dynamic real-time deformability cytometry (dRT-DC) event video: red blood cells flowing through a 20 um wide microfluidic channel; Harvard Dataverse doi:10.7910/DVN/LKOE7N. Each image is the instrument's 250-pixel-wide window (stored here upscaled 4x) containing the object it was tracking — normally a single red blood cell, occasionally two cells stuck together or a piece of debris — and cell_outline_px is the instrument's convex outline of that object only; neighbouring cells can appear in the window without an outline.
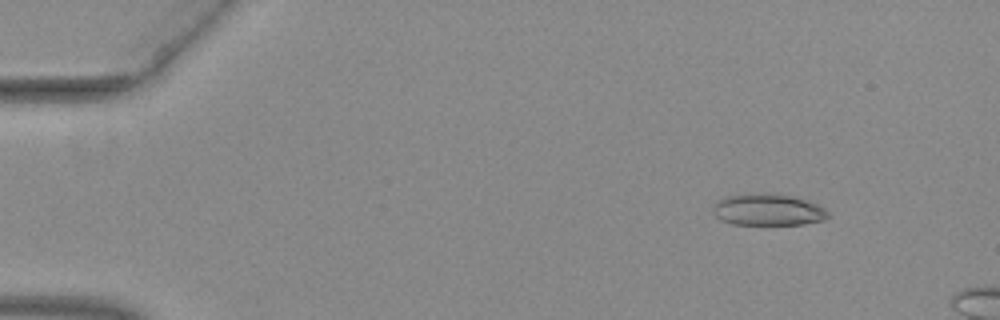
{"species": "common noctule bat (a hibernating species)", "species_latin": "Nyctalus noctula", "temperature_condition": "warm", "stored_images_in_passage": 13, "camera_frame_rate_fps": 3000, "um_per_image_px": 0.085, "animal": {"sex": "female", "body_mass_g": 29.2, "forearm_length_mm": 56.3}, "frame": {"image": 1, "passage_image": 6, "time_ms": 1.667, "image_size_px": [1000, 320], "cell_outline_px": [[832, 216], [824, 220], [804, 224], [732, 224], [720, 220], [712, 212], [712, 208], [720, 200], [728, 196], [792, 196], [816, 204], [824, 208]], "centroid_in_image_um": [65.32, 17.89], "position_along_channel_um": 19.7, "area_um2": 20.23}}